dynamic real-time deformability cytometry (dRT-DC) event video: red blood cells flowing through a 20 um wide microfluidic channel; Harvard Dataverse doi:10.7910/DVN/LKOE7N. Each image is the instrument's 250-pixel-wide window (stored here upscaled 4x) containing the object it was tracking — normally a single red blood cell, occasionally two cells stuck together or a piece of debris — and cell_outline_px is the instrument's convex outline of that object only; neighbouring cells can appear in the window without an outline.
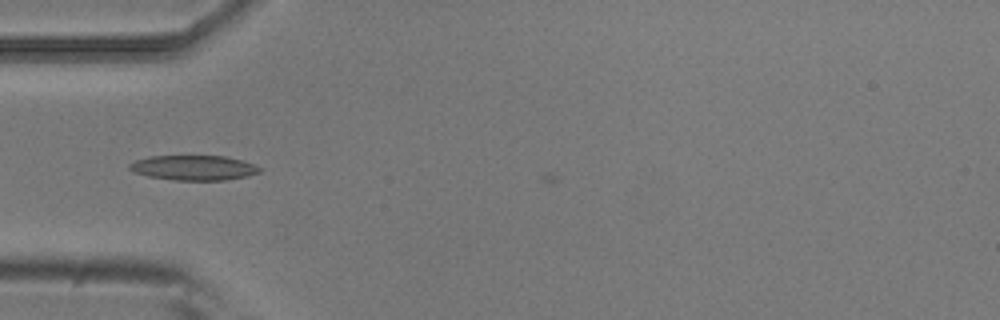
{"species": "common noctule bat (a hibernating species)", "species_latin": "Nyctalus noctula", "temperature_condition": "room temperature", "stored_images_in_passage": 5, "camera_frame_rate_fps": 3000, "um_per_image_px": 0.085, "animal": {"sex": "male", "body_mass_g": 20.5, "forearm_length_mm": 52.5}, "frame": {"image": 1, "passage_image": 4, "time_ms": 1.0, "image_size_px": [1000, 320], "cell_outline_px": [[260, 172], [248, 176], [224, 180], [176, 180], [148, 176], [132, 172], [128, 168], [128, 164], [136, 160], [148, 156], [224, 156], [240, 160], [252, 164], [260, 168]], "centroid_in_image_um": [16.41, 14.26], "position_along_channel_um": 68.6, "area_um2": 18.79}}